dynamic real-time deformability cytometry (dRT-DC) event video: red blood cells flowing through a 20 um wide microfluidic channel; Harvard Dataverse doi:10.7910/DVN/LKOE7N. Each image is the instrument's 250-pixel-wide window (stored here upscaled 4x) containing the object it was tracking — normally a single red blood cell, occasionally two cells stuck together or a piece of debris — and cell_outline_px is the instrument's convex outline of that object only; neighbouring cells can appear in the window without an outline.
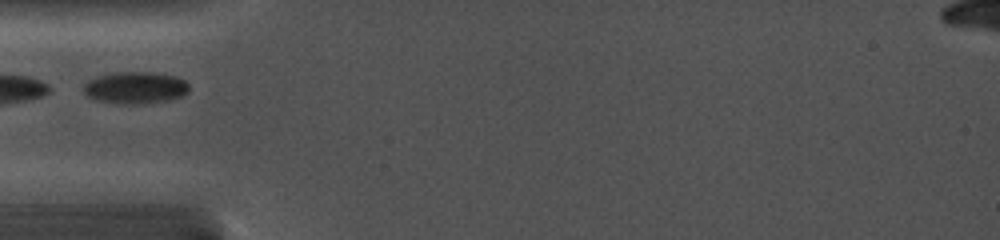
{"species": "common noctule bat (a hibernating species)", "species_latin": "Nyctalus noctula", "temperature_condition": "cold", "stored_images_in_passage": 15, "camera_frame_rate_fps": 5000, "um_per_image_px": 0.085, "animal": {"sex": "female", "body_mass_g": 19.0, "forearm_length_mm": 56.7}, "frame": {"image": 1, "passage_image": 1, "time_ms": 0.0, "image_size_px": [1000, 240], "cell_outline_px": [[188, 92], [184, 96], [168, 100], [136, 104], [120, 104], [92, 100], [84, 92], [84, 84], [88, 80], [96, 76], [112, 72], [152, 72], [176, 76], [184, 80], [188, 84]], "centroid_in_image_um": [11.48, 7.45], "position_along_channel_um": 73.5, "area_um2": 19.88}}